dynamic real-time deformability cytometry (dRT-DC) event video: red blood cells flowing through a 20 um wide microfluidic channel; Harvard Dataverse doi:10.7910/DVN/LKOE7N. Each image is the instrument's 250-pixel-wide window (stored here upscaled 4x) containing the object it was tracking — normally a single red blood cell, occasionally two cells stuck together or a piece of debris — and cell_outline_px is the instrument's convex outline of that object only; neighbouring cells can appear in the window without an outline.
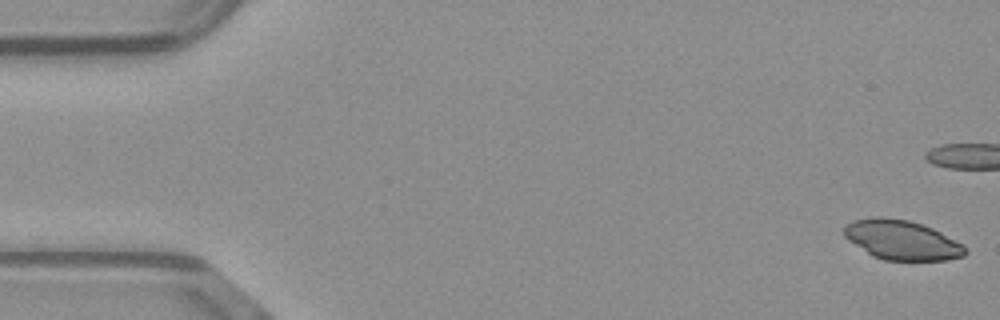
{"species": "common noctule bat (a hibernating species)", "species_latin": "Nyctalus noctula", "temperature_condition": "warm", "stored_images_in_passage": 7, "camera_frame_rate_fps": 3000, "um_per_image_px": 0.085, "animal": {"sex": "male", "body_mass_g": 23.1, "forearm_length_mm": 52.7}, "frame": {"image": 1, "passage_image": 1, "time_ms": 0.0, "image_size_px": [1000, 320], "cell_outline_px": [[968, 252], [964, 256], [948, 260], [884, 260], [872, 256], [848, 240], [844, 236], [844, 228], [852, 220], [872, 216], [880, 216], [908, 220], [932, 228], [964, 244], [968, 248]], "centroid_in_image_um": [76.67, 20.4], "position_along_channel_um": 8.3, "area_um2": 28.09}}